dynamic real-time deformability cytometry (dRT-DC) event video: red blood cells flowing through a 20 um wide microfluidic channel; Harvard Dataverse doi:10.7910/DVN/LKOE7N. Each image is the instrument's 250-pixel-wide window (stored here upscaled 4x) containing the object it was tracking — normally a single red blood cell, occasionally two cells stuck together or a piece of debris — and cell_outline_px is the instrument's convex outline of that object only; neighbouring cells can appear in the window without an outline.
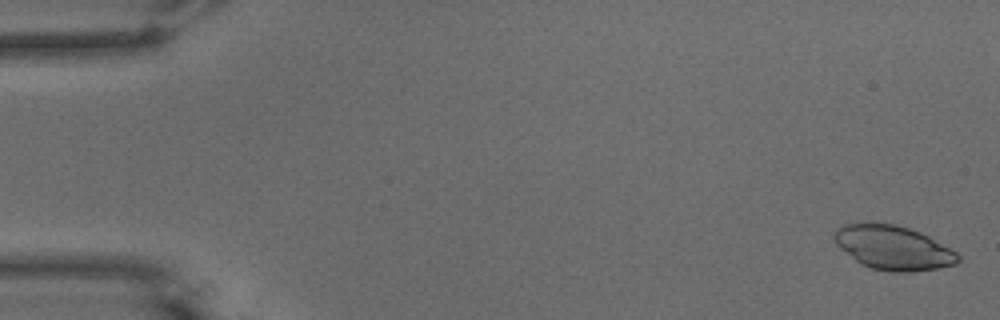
{"species": "common noctule bat (a hibernating species)", "species_latin": "Nyctalus noctula", "temperature_condition": "warm", "stored_images_in_passage": 55, "camera_frame_rate_fps": 3000, "um_per_image_px": 0.085, "animal": {"sex": "male", "body_mass_g": 15.6}, "frame": {"image": 1, "passage_image": 2, "time_ms": 0.333, "image_size_px": [1000, 320], "cell_outline_px": [[960, 260], [956, 264], [936, 268], [912, 272], [892, 272], [872, 268], [856, 260], [840, 248], [836, 244], [832, 236], [836, 228], [844, 224], [864, 220], [896, 224], [920, 232], [928, 236], [956, 252], [960, 256]], "centroid_in_image_um": [75.87, 21.01], "position_along_channel_um": 9.1, "area_um2": 32.14}}